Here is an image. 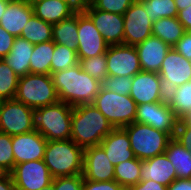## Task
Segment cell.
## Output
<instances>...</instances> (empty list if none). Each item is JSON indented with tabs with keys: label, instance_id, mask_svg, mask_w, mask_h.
<instances>
[{
	"label": "cell",
	"instance_id": "6da1fadb",
	"mask_svg": "<svg viewBox=\"0 0 191 190\" xmlns=\"http://www.w3.org/2000/svg\"><path fill=\"white\" fill-rule=\"evenodd\" d=\"M51 78L59 101L72 107L92 104L102 87V82L83 71L80 64L51 73Z\"/></svg>",
	"mask_w": 191,
	"mask_h": 190
},
{
	"label": "cell",
	"instance_id": "7a4b0ae2",
	"mask_svg": "<svg viewBox=\"0 0 191 190\" xmlns=\"http://www.w3.org/2000/svg\"><path fill=\"white\" fill-rule=\"evenodd\" d=\"M113 129L112 124L93 104L73 107L70 139L83 149L100 145Z\"/></svg>",
	"mask_w": 191,
	"mask_h": 190
},
{
	"label": "cell",
	"instance_id": "3957f363",
	"mask_svg": "<svg viewBox=\"0 0 191 190\" xmlns=\"http://www.w3.org/2000/svg\"><path fill=\"white\" fill-rule=\"evenodd\" d=\"M84 149L73 140L47 141L43 161L53 178L83 174Z\"/></svg>",
	"mask_w": 191,
	"mask_h": 190
},
{
	"label": "cell",
	"instance_id": "277c9868",
	"mask_svg": "<svg viewBox=\"0 0 191 190\" xmlns=\"http://www.w3.org/2000/svg\"><path fill=\"white\" fill-rule=\"evenodd\" d=\"M72 109V106L60 101L53 105L33 109L34 130L41 133L47 141L70 139Z\"/></svg>",
	"mask_w": 191,
	"mask_h": 190
},
{
	"label": "cell",
	"instance_id": "5b68a950",
	"mask_svg": "<svg viewBox=\"0 0 191 190\" xmlns=\"http://www.w3.org/2000/svg\"><path fill=\"white\" fill-rule=\"evenodd\" d=\"M15 99L33 109L59 102L51 75L34 73L19 77Z\"/></svg>",
	"mask_w": 191,
	"mask_h": 190
},
{
	"label": "cell",
	"instance_id": "8992f818",
	"mask_svg": "<svg viewBox=\"0 0 191 190\" xmlns=\"http://www.w3.org/2000/svg\"><path fill=\"white\" fill-rule=\"evenodd\" d=\"M129 137L131 149L139 160H147L163 154L172 137L147 124L133 122L123 127Z\"/></svg>",
	"mask_w": 191,
	"mask_h": 190
},
{
	"label": "cell",
	"instance_id": "52a82bcc",
	"mask_svg": "<svg viewBox=\"0 0 191 190\" xmlns=\"http://www.w3.org/2000/svg\"><path fill=\"white\" fill-rule=\"evenodd\" d=\"M114 128L135 122L136 102L129 95H120L103 87L92 103Z\"/></svg>",
	"mask_w": 191,
	"mask_h": 190
},
{
	"label": "cell",
	"instance_id": "ba28073f",
	"mask_svg": "<svg viewBox=\"0 0 191 190\" xmlns=\"http://www.w3.org/2000/svg\"><path fill=\"white\" fill-rule=\"evenodd\" d=\"M32 111L33 108L15 98L4 100L0 112V132L14 136L34 131Z\"/></svg>",
	"mask_w": 191,
	"mask_h": 190
},
{
	"label": "cell",
	"instance_id": "9c48e42d",
	"mask_svg": "<svg viewBox=\"0 0 191 190\" xmlns=\"http://www.w3.org/2000/svg\"><path fill=\"white\" fill-rule=\"evenodd\" d=\"M10 174L15 190H40L51 185L53 180L43 159L17 164Z\"/></svg>",
	"mask_w": 191,
	"mask_h": 190
},
{
	"label": "cell",
	"instance_id": "30bf717a",
	"mask_svg": "<svg viewBox=\"0 0 191 190\" xmlns=\"http://www.w3.org/2000/svg\"><path fill=\"white\" fill-rule=\"evenodd\" d=\"M178 121L179 119L167 104L154 102L137 105L136 123L147 124L169 134L172 138L175 135Z\"/></svg>",
	"mask_w": 191,
	"mask_h": 190
},
{
	"label": "cell",
	"instance_id": "8fae6325",
	"mask_svg": "<svg viewBox=\"0 0 191 190\" xmlns=\"http://www.w3.org/2000/svg\"><path fill=\"white\" fill-rule=\"evenodd\" d=\"M123 44L136 46L152 36L153 21L145 12L144 5L136 0L123 14Z\"/></svg>",
	"mask_w": 191,
	"mask_h": 190
},
{
	"label": "cell",
	"instance_id": "7c38bea8",
	"mask_svg": "<svg viewBox=\"0 0 191 190\" xmlns=\"http://www.w3.org/2000/svg\"><path fill=\"white\" fill-rule=\"evenodd\" d=\"M107 73L110 76L133 77L142 71L135 46L110 45L106 51Z\"/></svg>",
	"mask_w": 191,
	"mask_h": 190
},
{
	"label": "cell",
	"instance_id": "4fadbf2b",
	"mask_svg": "<svg viewBox=\"0 0 191 190\" xmlns=\"http://www.w3.org/2000/svg\"><path fill=\"white\" fill-rule=\"evenodd\" d=\"M77 45V57L79 61L104 54L109 46L92 20L82 10H78Z\"/></svg>",
	"mask_w": 191,
	"mask_h": 190
},
{
	"label": "cell",
	"instance_id": "5bb4252c",
	"mask_svg": "<svg viewBox=\"0 0 191 190\" xmlns=\"http://www.w3.org/2000/svg\"><path fill=\"white\" fill-rule=\"evenodd\" d=\"M82 11L92 20L95 27L102 34L105 42L109 46L123 44V15L98 10L90 2L87 3Z\"/></svg>",
	"mask_w": 191,
	"mask_h": 190
},
{
	"label": "cell",
	"instance_id": "9a60e30c",
	"mask_svg": "<svg viewBox=\"0 0 191 190\" xmlns=\"http://www.w3.org/2000/svg\"><path fill=\"white\" fill-rule=\"evenodd\" d=\"M114 167L101 145L84 149V179L95 182L114 180Z\"/></svg>",
	"mask_w": 191,
	"mask_h": 190
},
{
	"label": "cell",
	"instance_id": "2e32d148",
	"mask_svg": "<svg viewBox=\"0 0 191 190\" xmlns=\"http://www.w3.org/2000/svg\"><path fill=\"white\" fill-rule=\"evenodd\" d=\"M46 145L47 139L37 130L12 136L15 165L27 161L42 160Z\"/></svg>",
	"mask_w": 191,
	"mask_h": 190
},
{
	"label": "cell",
	"instance_id": "e0dca14e",
	"mask_svg": "<svg viewBox=\"0 0 191 190\" xmlns=\"http://www.w3.org/2000/svg\"><path fill=\"white\" fill-rule=\"evenodd\" d=\"M159 88V73L140 71L132 77V86L129 96L137 105L160 102Z\"/></svg>",
	"mask_w": 191,
	"mask_h": 190
},
{
	"label": "cell",
	"instance_id": "ac0fdd59",
	"mask_svg": "<svg viewBox=\"0 0 191 190\" xmlns=\"http://www.w3.org/2000/svg\"><path fill=\"white\" fill-rule=\"evenodd\" d=\"M135 48L142 71L159 73L165 55L171 46L158 37L150 36Z\"/></svg>",
	"mask_w": 191,
	"mask_h": 190
},
{
	"label": "cell",
	"instance_id": "d6986e66",
	"mask_svg": "<svg viewBox=\"0 0 191 190\" xmlns=\"http://www.w3.org/2000/svg\"><path fill=\"white\" fill-rule=\"evenodd\" d=\"M160 77L169 80V84L181 86L191 81V60L186 59L171 47L162 62Z\"/></svg>",
	"mask_w": 191,
	"mask_h": 190
},
{
	"label": "cell",
	"instance_id": "ffe728a7",
	"mask_svg": "<svg viewBox=\"0 0 191 190\" xmlns=\"http://www.w3.org/2000/svg\"><path fill=\"white\" fill-rule=\"evenodd\" d=\"M32 15L33 8L30 0H10L0 19V26L14 37H20Z\"/></svg>",
	"mask_w": 191,
	"mask_h": 190
},
{
	"label": "cell",
	"instance_id": "44dd1931",
	"mask_svg": "<svg viewBox=\"0 0 191 190\" xmlns=\"http://www.w3.org/2000/svg\"><path fill=\"white\" fill-rule=\"evenodd\" d=\"M106 152L108 159L116 166L117 164L136 158L131 149L126 130L122 127L114 128L100 143Z\"/></svg>",
	"mask_w": 191,
	"mask_h": 190
},
{
	"label": "cell",
	"instance_id": "7402d4cb",
	"mask_svg": "<svg viewBox=\"0 0 191 190\" xmlns=\"http://www.w3.org/2000/svg\"><path fill=\"white\" fill-rule=\"evenodd\" d=\"M176 179L175 167L165 153L141 160V181L154 180L168 187Z\"/></svg>",
	"mask_w": 191,
	"mask_h": 190
},
{
	"label": "cell",
	"instance_id": "603a6c76",
	"mask_svg": "<svg viewBox=\"0 0 191 190\" xmlns=\"http://www.w3.org/2000/svg\"><path fill=\"white\" fill-rule=\"evenodd\" d=\"M33 14L55 24L73 15L77 9L66 0H30Z\"/></svg>",
	"mask_w": 191,
	"mask_h": 190
},
{
	"label": "cell",
	"instance_id": "cb8c5ba5",
	"mask_svg": "<svg viewBox=\"0 0 191 190\" xmlns=\"http://www.w3.org/2000/svg\"><path fill=\"white\" fill-rule=\"evenodd\" d=\"M34 45L21 37H15L10 53L3 58L19 76L30 73V58Z\"/></svg>",
	"mask_w": 191,
	"mask_h": 190
},
{
	"label": "cell",
	"instance_id": "d4e9b609",
	"mask_svg": "<svg viewBox=\"0 0 191 190\" xmlns=\"http://www.w3.org/2000/svg\"><path fill=\"white\" fill-rule=\"evenodd\" d=\"M52 40L69 49L78 50V10L70 17L52 26Z\"/></svg>",
	"mask_w": 191,
	"mask_h": 190
},
{
	"label": "cell",
	"instance_id": "484cf974",
	"mask_svg": "<svg viewBox=\"0 0 191 190\" xmlns=\"http://www.w3.org/2000/svg\"><path fill=\"white\" fill-rule=\"evenodd\" d=\"M164 153L175 167L177 179H191V151L172 138Z\"/></svg>",
	"mask_w": 191,
	"mask_h": 190
},
{
	"label": "cell",
	"instance_id": "4316f807",
	"mask_svg": "<svg viewBox=\"0 0 191 190\" xmlns=\"http://www.w3.org/2000/svg\"><path fill=\"white\" fill-rule=\"evenodd\" d=\"M185 29L177 17L160 18L153 22L152 36L173 47L184 35Z\"/></svg>",
	"mask_w": 191,
	"mask_h": 190
},
{
	"label": "cell",
	"instance_id": "83f0119b",
	"mask_svg": "<svg viewBox=\"0 0 191 190\" xmlns=\"http://www.w3.org/2000/svg\"><path fill=\"white\" fill-rule=\"evenodd\" d=\"M54 47L53 40L34 45L30 58V73L51 75Z\"/></svg>",
	"mask_w": 191,
	"mask_h": 190
},
{
	"label": "cell",
	"instance_id": "f1b7e54d",
	"mask_svg": "<svg viewBox=\"0 0 191 190\" xmlns=\"http://www.w3.org/2000/svg\"><path fill=\"white\" fill-rule=\"evenodd\" d=\"M52 26L53 24L45 22L33 14L24 26L20 37L33 45L52 41Z\"/></svg>",
	"mask_w": 191,
	"mask_h": 190
},
{
	"label": "cell",
	"instance_id": "f546056e",
	"mask_svg": "<svg viewBox=\"0 0 191 190\" xmlns=\"http://www.w3.org/2000/svg\"><path fill=\"white\" fill-rule=\"evenodd\" d=\"M114 180L128 190L141 181V160L134 158L114 167Z\"/></svg>",
	"mask_w": 191,
	"mask_h": 190
},
{
	"label": "cell",
	"instance_id": "4dcf8cb0",
	"mask_svg": "<svg viewBox=\"0 0 191 190\" xmlns=\"http://www.w3.org/2000/svg\"><path fill=\"white\" fill-rule=\"evenodd\" d=\"M146 14L154 22L160 18L177 17L178 11L174 0H139Z\"/></svg>",
	"mask_w": 191,
	"mask_h": 190
},
{
	"label": "cell",
	"instance_id": "1f68e13d",
	"mask_svg": "<svg viewBox=\"0 0 191 190\" xmlns=\"http://www.w3.org/2000/svg\"><path fill=\"white\" fill-rule=\"evenodd\" d=\"M19 76L0 59V98L2 100L14 99L17 92Z\"/></svg>",
	"mask_w": 191,
	"mask_h": 190
},
{
	"label": "cell",
	"instance_id": "d6a6232c",
	"mask_svg": "<svg viewBox=\"0 0 191 190\" xmlns=\"http://www.w3.org/2000/svg\"><path fill=\"white\" fill-rule=\"evenodd\" d=\"M79 64L77 52L65 45L55 43L51 59V73L63 71Z\"/></svg>",
	"mask_w": 191,
	"mask_h": 190
},
{
	"label": "cell",
	"instance_id": "836d02e7",
	"mask_svg": "<svg viewBox=\"0 0 191 190\" xmlns=\"http://www.w3.org/2000/svg\"><path fill=\"white\" fill-rule=\"evenodd\" d=\"M169 106L179 120L191 113V81L177 87L176 94Z\"/></svg>",
	"mask_w": 191,
	"mask_h": 190
},
{
	"label": "cell",
	"instance_id": "e575fe53",
	"mask_svg": "<svg viewBox=\"0 0 191 190\" xmlns=\"http://www.w3.org/2000/svg\"><path fill=\"white\" fill-rule=\"evenodd\" d=\"M106 63V53L79 61L82 70L100 82H103L108 76Z\"/></svg>",
	"mask_w": 191,
	"mask_h": 190
},
{
	"label": "cell",
	"instance_id": "d590c367",
	"mask_svg": "<svg viewBox=\"0 0 191 190\" xmlns=\"http://www.w3.org/2000/svg\"><path fill=\"white\" fill-rule=\"evenodd\" d=\"M0 167L7 173H11L15 167L12 136L0 132Z\"/></svg>",
	"mask_w": 191,
	"mask_h": 190
},
{
	"label": "cell",
	"instance_id": "8d00e7d4",
	"mask_svg": "<svg viewBox=\"0 0 191 190\" xmlns=\"http://www.w3.org/2000/svg\"><path fill=\"white\" fill-rule=\"evenodd\" d=\"M132 77L110 76L102 82V87L120 95H129L131 92Z\"/></svg>",
	"mask_w": 191,
	"mask_h": 190
},
{
	"label": "cell",
	"instance_id": "74e56055",
	"mask_svg": "<svg viewBox=\"0 0 191 190\" xmlns=\"http://www.w3.org/2000/svg\"><path fill=\"white\" fill-rule=\"evenodd\" d=\"M136 0H89L98 10L123 15Z\"/></svg>",
	"mask_w": 191,
	"mask_h": 190
},
{
	"label": "cell",
	"instance_id": "f35d334b",
	"mask_svg": "<svg viewBox=\"0 0 191 190\" xmlns=\"http://www.w3.org/2000/svg\"><path fill=\"white\" fill-rule=\"evenodd\" d=\"M54 190H81L83 185V175L56 177L52 180Z\"/></svg>",
	"mask_w": 191,
	"mask_h": 190
},
{
	"label": "cell",
	"instance_id": "ab89813d",
	"mask_svg": "<svg viewBox=\"0 0 191 190\" xmlns=\"http://www.w3.org/2000/svg\"><path fill=\"white\" fill-rule=\"evenodd\" d=\"M173 138L191 151V124L185 118L178 121Z\"/></svg>",
	"mask_w": 191,
	"mask_h": 190
},
{
	"label": "cell",
	"instance_id": "60d3db41",
	"mask_svg": "<svg viewBox=\"0 0 191 190\" xmlns=\"http://www.w3.org/2000/svg\"><path fill=\"white\" fill-rule=\"evenodd\" d=\"M81 190H126L115 180L95 182L83 178Z\"/></svg>",
	"mask_w": 191,
	"mask_h": 190
},
{
	"label": "cell",
	"instance_id": "b9f144b4",
	"mask_svg": "<svg viewBox=\"0 0 191 190\" xmlns=\"http://www.w3.org/2000/svg\"><path fill=\"white\" fill-rule=\"evenodd\" d=\"M159 89L160 102L169 105L176 94L177 86L169 84L168 79L160 77Z\"/></svg>",
	"mask_w": 191,
	"mask_h": 190
},
{
	"label": "cell",
	"instance_id": "7bdbcfd3",
	"mask_svg": "<svg viewBox=\"0 0 191 190\" xmlns=\"http://www.w3.org/2000/svg\"><path fill=\"white\" fill-rule=\"evenodd\" d=\"M173 48L186 59L191 60V31H186Z\"/></svg>",
	"mask_w": 191,
	"mask_h": 190
},
{
	"label": "cell",
	"instance_id": "ee69618b",
	"mask_svg": "<svg viewBox=\"0 0 191 190\" xmlns=\"http://www.w3.org/2000/svg\"><path fill=\"white\" fill-rule=\"evenodd\" d=\"M14 39L13 35L0 26V59L10 53Z\"/></svg>",
	"mask_w": 191,
	"mask_h": 190
},
{
	"label": "cell",
	"instance_id": "f6af8a7d",
	"mask_svg": "<svg viewBox=\"0 0 191 190\" xmlns=\"http://www.w3.org/2000/svg\"><path fill=\"white\" fill-rule=\"evenodd\" d=\"M167 186H164L154 180L140 181L137 184L131 186L128 190H167Z\"/></svg>",
	"mask_w": 191,
	"mask_h": 190
},
{
	"label": "cell",
	"instance_id": "bcb514c9",
	"mask_svg": "<svg viewBox=\"0 0 191 190\" xmlns=\"http://www.w3.org/2000/svg\"><path fill=\"white\" fill-rule=\"evenodd\" d=\"M177 19L183 25L185 31H191V4L178 11Z\"/></svg>",
	"mask_w": 191,
	"mask_h": 190
},
{
	"label": "cell",
	"instance_id": "7dc6e473",
	"mask_svg": "<svg viewBox=\"0 0 191 190\" xmlns=\"http://www.w3.org/2000/svg\"><path fill=\"white\" fill-rule=\"evenodd\" d=\"M167 190H191V179H176Z\"/></svg>",
	"mask_w": 191,
	"mask_h": 190
},
{
	"label": "cell",
	"instance_id": "c3c4849f",
	"mask_svg": "<svg viewBox=\"0 0 191 190\" xmlns=\"http://www.w3.org/2000/svg\"><path fill=\"white\" fill-rule=\"evenodd\" d=\"M0 190H15L13 178L10 173L0 178Z\"/></svg>",
	"mask_w": 191,
	"mask_h": 190
},
{
	"label": "cell",
	"instance_id": "681fc988",
	"mask_svg": "<svg viewBox=\"0 0 191 190\" xmlns=\"http://www.w3.org/2000/svg\"><path fill=\"white\" fill-rule=\"evenodd\" d=\"M66 1L72 4L77 10H82L89 2V0H66Z\"/></svg>",
	"mask_w": 191,
	"mask_h": 190
},
{
	"label": "cell",
	"instance_id": "f907efd6",
	"mask_svg": "<svg viewBox=\"0 0 191 190\" xmlns=\"http://www.w3.org/2000/svg\"><path fill=\"white\" fill-rule=\"evenodd\" d=\"M177 11L183 10L185 6L191 4V0H174Z\"/></svg>",
	"mask_w": 191,
	"mask_h": 190
},
{
	"label": "cell",
	"instance_id": "816d5d0a",
	"mask_svg": "<svg viewBox=\"0 0 191 190\" xmlns=\"http://www.w3.org/2000/svg\"><path fill=\"white\" fill-rule=\"evenodd\" d=\"M10 0H0V19L6 10L7 4Z\"/></svg>",
	"mask_w": 191,
	"mask_h": 190
},
{
	"label": "cell",
	"instance_id": "f5cc1de1",
	"mask_svg": "<svg viewBox=\"0 0 191 190\" xmlns=\"http://www.w3.org/2000/svg\"><path fill=\"white\" fill-rule=\"evenodd\" d=\"M7 174V172L0 167V178L4 177Z\"/></svg>",
	"mask_w": 191,
	"mask_h": 190
},
{
	"label": "cell",
	"instance_id": "db71d44e",
	"mask_svg": "<svg viewBox=\"0 0 191 190\" xmlns=\"http://www.w3.org/2000/svg\"><path fill=\"white\" fill-rule=\"evenodd\" d=\"M40 190H54V189H53V184H51V185H49V186H47V187H43V188L40 189Z\"/></svg>",
	"mask_w": 191,
	"mask_h": 190
},
{
	"label": "cell",
	"instance_id": "11a10c76",
	"mask_svg": "<svg viewBox=\"0 0 191 190\" xmlns=\"http://www.w3.org/2000/svg\"><path fill=\"white\" fill-rule=\"evenodd\" d=\"M185 119L191 124V113Z\"/></svg>",
	"mask_w": 191,
	"mask_h": 190
},
{
	"label": "cell",
	"instance_id": "9f6ffc18",
	"mask_svg": "<svg viewBox=\"0 0 191 190\" xmlns=\"http://www.w3.org/2000/svg\"><path fill=\"white\" fill-rule=\"evenodd\" d=\"M3 101H4V100H2V99L0 98V112H1V108H2V103H3Z\"/></svg>",
	"mask_w": 191,
	"mask_h": 190
}]
</instances>
